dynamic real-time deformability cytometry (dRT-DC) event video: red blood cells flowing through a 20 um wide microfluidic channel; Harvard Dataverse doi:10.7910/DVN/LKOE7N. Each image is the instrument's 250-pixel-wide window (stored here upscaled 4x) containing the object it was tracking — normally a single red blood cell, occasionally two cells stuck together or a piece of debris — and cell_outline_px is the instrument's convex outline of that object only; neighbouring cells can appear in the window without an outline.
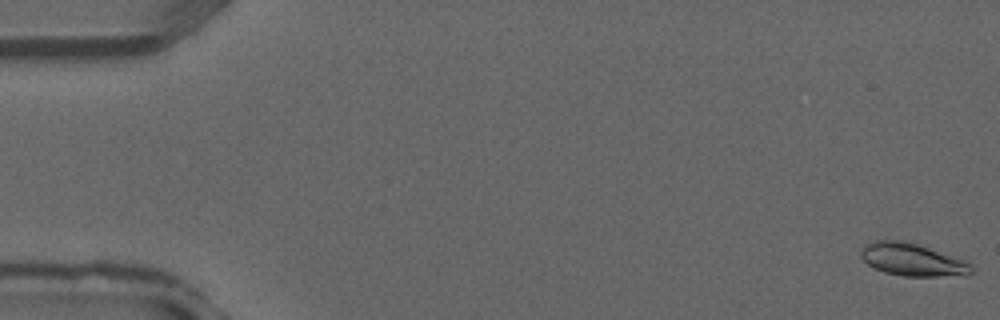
{"species": "common noctule bat (a hibernating species)", "species_latin": "Nyctalus noctula", "temperature_condition": "warm", "stored_images_in_passage": 39, "segment_of_instrument_passage": [1, 2], "camera_frame_rate_fps": 3000, "um_per_image_px": 0.085, "animal": {"sex": "male", "forearm_length_mm": 52.5}, "frame": {"image": 1, "passage_image": 1, "time_ms": 0.0, "image_size_px": [1000, 320], "cell_outline_px": [[972, 272], [968, 276], [904, 276], [884, 272], [868, 264], [860, 256], [860, 252], [864, 244], [876, 240], [904, 240], [968, 260], [972, 264]], "centroid_in_image_um": [77.6, 22.07], "position_along_channel_um": 7.4, "area_um2": 21.27}}
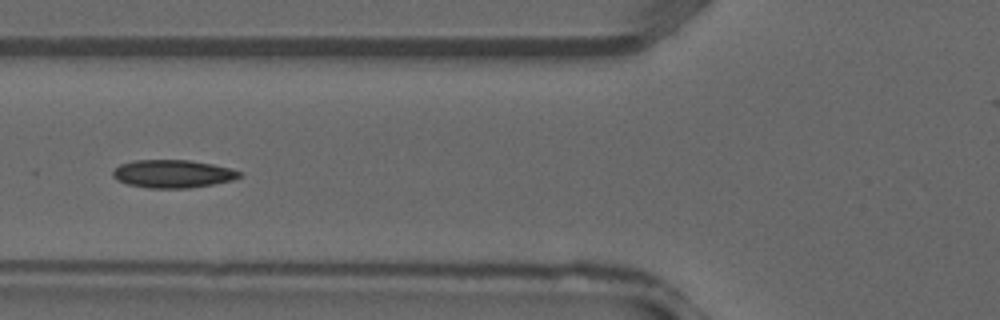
{"frame": {"image": 2, "passage_image": 15, "time_ms": 4.667, "image_size_px": [1000, 320], "cell_outline_px": [[244, 172], [240, 176], [232, 180], [212, 184], [188, 188], [148, 188], [128, 184], [112, 176], [112, 172], [120, 164], [136, 160], [188, 160], [212, 164], [232, 168]], "centroid_in_image_um": [14.72, 14.77], "position_along_channel_um": 111.1, "area_um2": 20.52}}
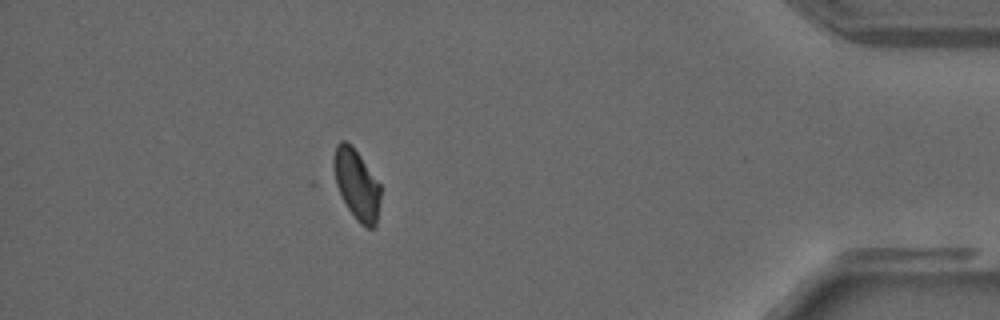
{"frame": {"image": 3, "passage_image": 34, "time_ms": 11.0, "image_size_px": [1000, 320], "cell_outline_px": [[380, 200], [376, 224], [372, 228], [364, 228], [356, 220], [348, 208], [336, 184], [332, 164], [332, 160], [336, 144], [340, 140], [344, 140], [352, 144], [380, 184]], "centroid_in_image_um": [30.3, 15.65], "position_along_channel_um": 404.9, "area_um2": 19.25}}